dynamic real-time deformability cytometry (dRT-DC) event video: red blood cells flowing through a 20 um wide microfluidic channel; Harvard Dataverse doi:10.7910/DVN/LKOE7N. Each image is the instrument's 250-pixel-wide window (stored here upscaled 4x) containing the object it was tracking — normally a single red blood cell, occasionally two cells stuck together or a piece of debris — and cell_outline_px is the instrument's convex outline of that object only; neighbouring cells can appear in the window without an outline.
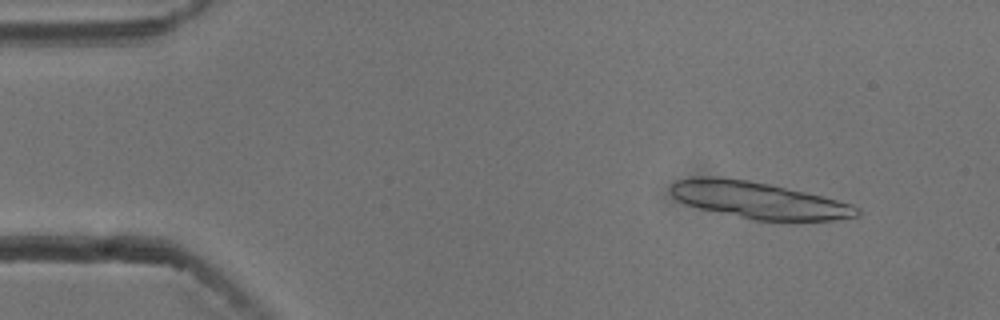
{"species": "common noctule bat (a hibernating species)", "species_latin": "Nyctalus noctula", "temperature_condition": "cold", "stored_images_in_passage": 54, "segment_of_instrument_passage": [1, 2], "camera_frame_rate_fps": 3000, "um_per_image_px": 0.085, "animal": {"sex": "male", "body_mass_g": 13.3}, "frame": {"image": 1, "passage_image": 5, "time_ms": 1.333, "image_size_px": [1000, 320], "cell_outline_px": [[860, 216], [832, 220], [752, 220], [700, 208], [676, 200], [672, 196], [668, 188], [676, 180], [692, 176], [720, 176], [748, 180], [768, 184], [804, 192], [852, 204], [860, 208]], "centroid_in_image_um": [64.41, 17.0], "position_along_channel_um": 20.6, "area_um2": 39.71}}